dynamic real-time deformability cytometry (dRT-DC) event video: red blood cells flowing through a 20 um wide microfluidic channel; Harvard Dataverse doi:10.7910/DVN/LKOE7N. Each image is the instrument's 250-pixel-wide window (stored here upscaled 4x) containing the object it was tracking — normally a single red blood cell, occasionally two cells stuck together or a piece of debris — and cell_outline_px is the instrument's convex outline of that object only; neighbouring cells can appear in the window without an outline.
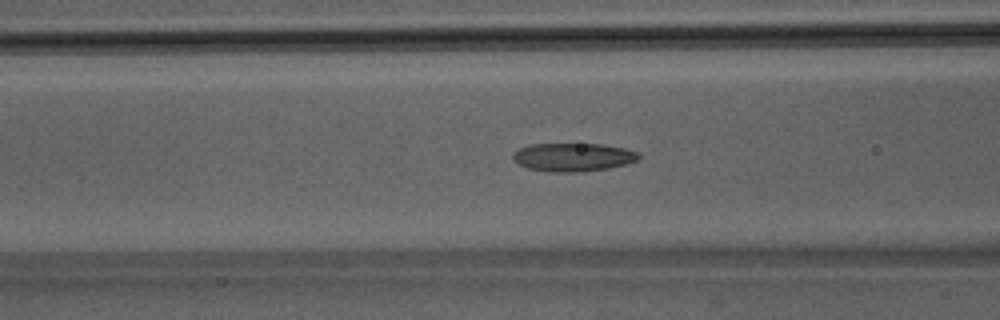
{"species": "Egyptian fruit bat (a non-hibernating species)", "species_latin": "Rousettus aegyptiacus", "temperature_condition": "room temperature", "stored_images_in_passage": 38, "camera_frame_rate_fps": 3000, "um_per_image_px": 0.085, "animal": {"sex": "male"}, "frame": {"image": 1, "passage_image": 7, "time_ms": 2.0, "image_size_px": [1000, 320], "cell_outline_px": [[640, 160], [608, 168], [584, 172], [548, 172], [528, 168], [512, 160], [512, 152], [516, 148], [528, 144], [604, 144], [624, 148], [640, 152]], "centroid_in_image_um": [48.69, 13.35], "position_along_channel_um": 117.9, "area_um2": 21.15}}
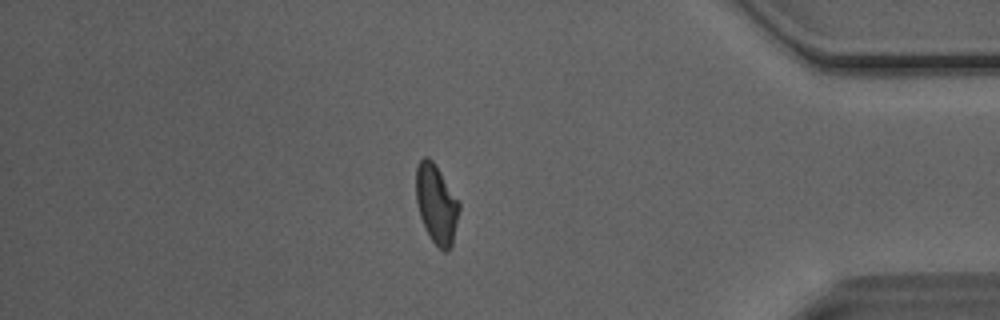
{"frame": {"image": 2, "passage_image": 30, "time_ms": 9.667, "image_size_px": [1000, 320], "cell_outline_px": [[460, 208], [452, 248], [448, 252], [444, 252], [432, 240], [420, 216], [416, 200], [416, 168], [420, 160], [424, 156], [428, 156], [432, 160], [440, 172], [460, 204]], "centroid_in_image_um": [37.1, 17.36], "position_along_channel_um": 398.1, "area_um2": 19.65}}
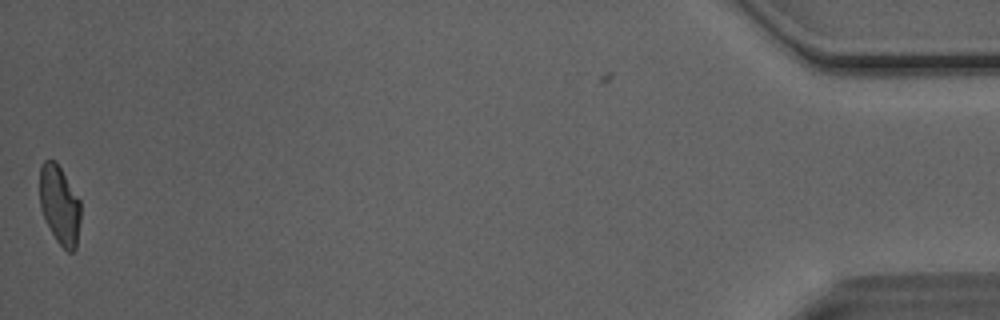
{"frame": {"image": 3, "passage_image": 37, "time_ms": 12.0, "image_size_px": [1000, 320], "cell_outline_px": [[80, 220], [76, 248], [72, 252], [68, 252], [56, 240], [40, 208], [40, 168], [44, 160], [56, 160], [80, 200]], "centroid_in_image_um": [5.07, 17.4], "position_along_channel_um": 430.1, "area_um2": 18.67}, "authors_computed_cell_mechanics": {"area_um2": 19.6809, "velocity_mm_per_s": 4.0975, "shape_relaxation_time_tau1_ms": null, "shape_relaxation_time_tau2_ms": 2.8983, "deformation_change_tau1": null, "deformation_change_tau2": 0.0852}}